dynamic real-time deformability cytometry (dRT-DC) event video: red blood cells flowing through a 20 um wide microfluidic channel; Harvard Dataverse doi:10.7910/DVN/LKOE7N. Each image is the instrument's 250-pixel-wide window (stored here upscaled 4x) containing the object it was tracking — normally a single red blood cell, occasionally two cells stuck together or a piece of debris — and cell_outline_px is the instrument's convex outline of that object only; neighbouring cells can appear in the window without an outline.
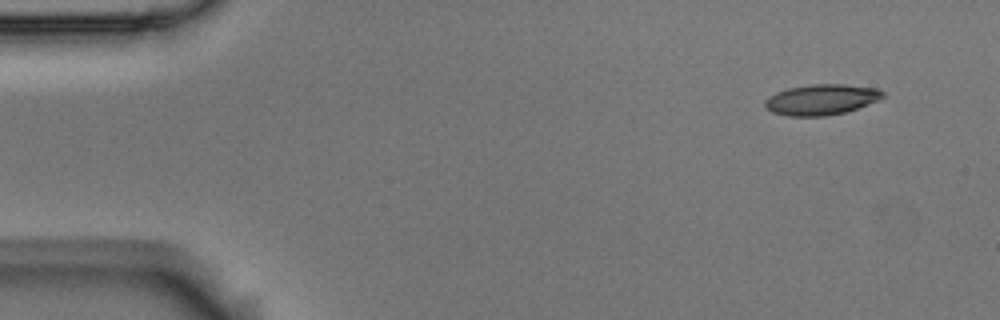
{"species": "Egyptian fruit bat (a non-hibernating species)", "species_latin": "Rousettus aegyptiacus", "temperature_condition": "room temperature", "stored_images_in_passage": 4, "camera_frame_rate_fps": 3000, "um_per_image_px": 0.085, "animal": {"sex": "male"}, "frame": {"image": 1, "passage_image": 1, "time_ms": 0.0, "image_size_px": [1000, 320], "cell_outline_px": [[884, 96], [880, 100], [844, 112], [824, 116], [788, 116], [772, 112], [764, 108], [764, 100], [768, 96], [776, 92], [788, 88], [812, 84], [844, 84], [876, 88], [884, 92]], "centroid_in_image_um": [69.78, 8.46], "position_along_channel_um": 15.2, "area_um2": 21.1}}
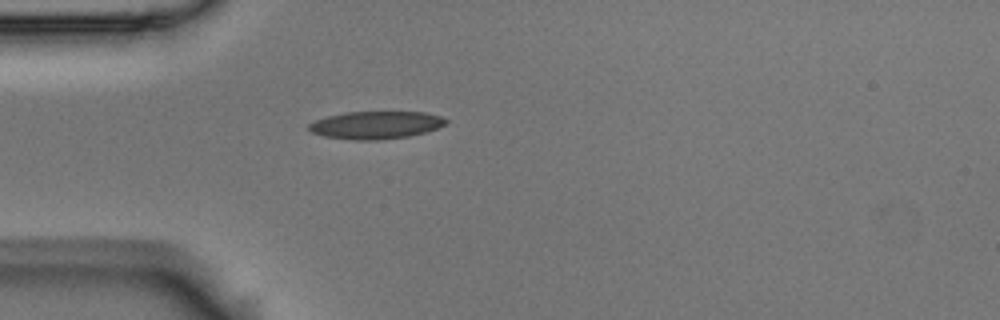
{"frame": {"image": 2, "passage_image": 4, "time_ms": 1.0, "image_size_px": [1000, 320], "cell_outline_px": [[448, 124], [424, 132], [408, 136], [380, 140], [352, 140], [324, 136], [312, 132], [308, 128], [308, 124], [316, 120], [328, 116], [348, 112], [424, 112], [440, 116], [448, 120]], "centroid_in_image_um": [31.95, 10.63], "position_along_channel_um": 53.0, "area_um2": 21.96}}